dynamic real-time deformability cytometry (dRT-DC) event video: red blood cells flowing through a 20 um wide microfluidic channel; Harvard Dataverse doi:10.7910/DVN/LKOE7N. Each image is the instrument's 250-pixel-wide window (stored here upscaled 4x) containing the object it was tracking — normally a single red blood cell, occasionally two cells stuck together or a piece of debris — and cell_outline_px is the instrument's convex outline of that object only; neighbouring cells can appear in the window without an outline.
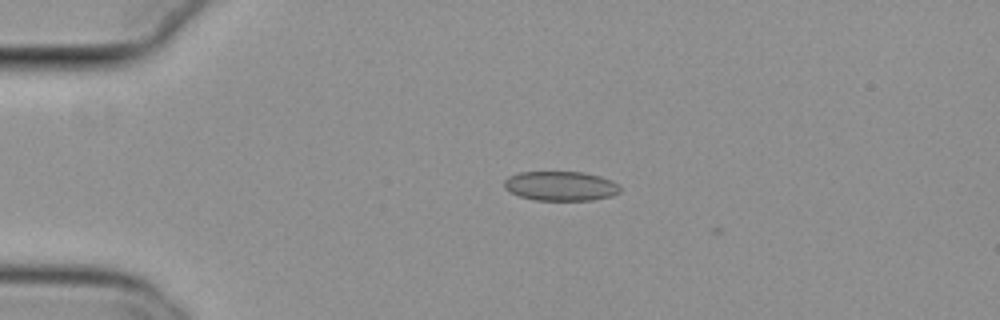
{"species": "common noctule bat (a hibernating species)", "species_latin": "Nyctalus noctula", "temperature_condition": "cold", "stored_images_in_passage": 5, "camera_frame_rate_fps": 3000, "um_per_image_px": 0.085, "animal": {"sex": "female", "body_mass_g": 29.2, "forearm_length_mm": 56.3}, "frame": {"image": 1, "passage_image": 2, "time_ms": 0.333, "image_size_px": [1000, 320], "cell_outline_px": [[620, 192], [612, 196], [592, 200], [536, 200], [520, 196], [508, 192], [504, 188], [504, 180], [508, 176], [520, 172], [584, 172], [600, 176], [612, 180], [620, 188]], "centroid_in_image_um": [47.64, 15.81], "position_along_channel_um": 37.4, "area_um2": 20.0}}